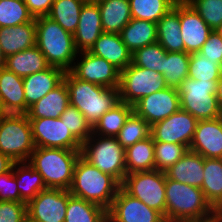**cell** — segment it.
<instances>
[{
  "instance_id": "cell-46",
  "label": "cell",
  "mask_w": 222,
  "mask_h": 222,
  "mask_svg": "<svg viewBox=\"0 0 222 222\" xmlns=\"http://www.w3.org/2000/svg\"><path fill=\"white\" fill-rule=\"evenodd\" d=\"M0 201L24 202L20 198V193L17 188L16 178L14 176V164L9 171L0 174Z\"/></svg>"
},
{
  "instance_id": "cell-51",
  "label": "cell",
  "mask_w": 222,
  "mask_h": 222,
  "mask_svg": "<svg viewBox=\"0 0 222 222\" xmlns=\"http://www.w3.org/2000/svg\"><path fill=\"white\" fill-rule=\"evenodd\" d=\"M6 56L3 54L2 48L0 46V70L5 68Z\"/></svg>"
},
{
  "instance_id": "cell-14",
  "label": "cell",
  "mask_w": 222,
  "mask_h": 222,
  "mask_svg": "<svg viewBox=\"0 0 222 222\" xmlns=\"http://www.w3.org/2000/svg\"><path fill=\"white\" fill-rule=\"evenodd\" d=\"M180 108V95L174 87H167L144 96L133 105V111L149 126L163 121Z\"/></svg>"
},
{
  "instance_id": "cell-4",
  "label": "cell",
  "mask_w": 222,
  "mask_h": 222,
  "mask_svg": "<svg viewBox=\"0 0 222 222\" xmlns=\"http://www.w3.org/2000/svg\"><path fill=\"white\" fill-rule=\"evenodd\" d=\"M81 150L35 147L28 163L41 174L46 188L69 190Z\"/></svg>"
},
{
  "instance_id": "cell-27",
  "label": "cell",
  "mask_w": 222,
  "mask_h": 222,
  "mask_svg": "<svg viewBox=\"0 0 222 222\" xmlns=\"http://www.w3.org/2000/svg\"><path fill=\"white\" fill-rule=\"evenodd\" d=\"M201 190L212 208L222 216V159L204 158Z\"/></svg>"
},
{
  "instance_id": "cell-22",
  "label": "cell",
  "mask_w": 222,
  "mask_h": 222,
  "mask_svg": "<svg viewBox=\"0 0 222 222\" xmlns=\"http://www.w3.org/2000/svg\"><path fill=\"white\" fill-rule=\"evenodd\" d=\"M0 100L6 113L26 114L23 77L6 67L0 70Z\"/></svg>"
},
{
  "instance_id": "cell-37",
  "label": "cell",
  "mask_w": 222,
  "mask_h": 222,
  "mask_svg": "<svg viewBox=\"0 0 222 222\" xmlns=\"http://www.w3.org/2000/svg\"><path fill=\"white\" fill-rule=\"evenodd\" d=\"M133 19L157 23L175 5L173 0H129Z\"/></svg>"
},
{
  "instance_id": "cell-31",
  "label": "cell",
  "mask_w": 222,
  "mask_h": 222,
  "mask_svg": "<svg viewBox=\"0 0 222 222\" xmlns=\"http://www.w3.org/2000/svg\"><path fill=\"white\" fill-rule=\"evenodd\" d=\"M126 173L155 169L154 140L151 136L125 149Z\"/></svg>"
},
{
  "instance_id": "cell-36",
  "label": "cell",
  "mask_w": 222,
  "mask_h": 222,
  "mask_svg": "<svg viewBox=\"0 0 222 222\" xmlns=\"http://www.w3.org/2000/svg\"><path fill=\"white\" fill-rule=\"evenodd\" d=\"M189 59L187 52H166L162 75L168 87L178 88L188 78Z\"/></svg>"
},
{
  "instance_id": "cell-17",
  "label": "cell",
  "mask_w": 222,
  "mask_h": 222,
  "mask_svg": "<svg viewBox=\"0 0 222 222\" xmlns=\"http://www.w3.org/2000/svg\"><path fill=\"white\" fill-rule=\"evenodd\" d=\"M180 29L184 42V52H199L212 29L187 2H180Z\"/></svg>"
},
{
  "instance_id": "cell-40",
  "label": "cell",
  "mask_w": 222,
  "mask_h": 222,
  "mask_svg": "<svg viewBox=\"0 0 222 222\" xmlns=\"http://www.w3.org/2000/svg\"><path fill=\"white\" fill-rule=\"evenodd\" d=\"M34 17L22 0H0V28L31 22Z\"/></svg>"
},
{
  "instance_id": "cell-47",
  "label": "cell",
  "mask_w": 222,
  "mask_h": 222,
  "mask_svg": "<svg viewBox=\"0 0 222 222\" xmlns=\"http://www.w3.org/2000/svg\"><path fill=\"white\" fill-rule=\"evenodd\" d=\"M199 53L204 59L215 60V63L222 65V37L216 30L209 34Z\"/></svg>"
},
{
  "instance_id": "cell-24",
  "label": "cell",
  "mask_w": 222,
  "mask_h": 222,
  "mask_svg": "<svg viewBox=\"0 0 222 222\" xmlns=\"http://www.w3.org/2000/svg\"><path fill=\"white\" fill-rule=\"evenodd\" d=\"M36 45L35 18L28 23L0 28V46L7 57Z\"/></svg>"
},
{
  "instance_id": "cell-9",
  "label": "cell",
  "mask_w": 222,
  "mask_h": 222,
  "mask_svg": "<svg viewBox=\"0 0 222 222\" xmlns=\"http://www.w3.org/2000/svg\"><path fill=\"white\" fill-rule=\"evenodd\" d=\"M166 173L157 169L126 174L121 188L148 207L160 212L166 221Z\"/></svg>"
},
{
  "instance_id": "cell-20",
  "label": "cell",
  "mask_w": 222,
  "mask_h": 222,
  "mask_svg": "<svg viewBox=\"0 0 222 222\" xmlns=\"http://www.w3.org/2000/svg\"><path fill=\"white\" fill-rule=\"evenodd\" d=\"M102 33L98 3L85 2L80 12L77 29L73 34L77 51H89Z\"/></svg>"
},
{
  "instance_id": "cell-8",
  "label": "cell",
  "mask_w": 222,
  "mask_h": 222,
  "mask_svg": "<svg viewBox=\"0 0 222 222\" xmlns=\"http://www.w3.org/2000/svg\"><path fill=\"white\" fill-rule=\"evenodd\" d=\"M216 88L217 81H198L188 77L177 88L181 109L193 115L198 121L222 116Z\"/></svg>"
},
{
  "instance_id": "cell-54",
  "label": "cell",
  "mask_w": 222,
  "mask_h": 222,
  "mask_svg": "<svg viewBox=\"0 0 222 222\" xmlns=\"http://www.w3.org/2000/svg\"><path fill=\"white\" fill-rule=\"evenodd\" d=\"M211 222H222V216L219 215L215 220Z\"/></svg>"
},
{
  "instance_id": "cell-5",
  "label": "cell",
  "mask_w": 222,
  "mask_h": 222,
  "mask_svg": "<svg viewBox=\"0 0 222 222\" xmlns=\"http://www.w3.org/2000/svg\"><path fill=\"white\" fill-rule=\"evenodd\" d=\"M35 23L36 46L47 63L69 71L77 53H80L75 47L73 34L47 16L35 18Z\"/></svg>"
},
{
  "instance_id": "cell-44",
  "label": "cell",
  "mask_w": 222,
  "mask_h": 222,
  "mask_svg": "<svg viewBox=\"0 0 222 222\" xmlns=\"http://www.w3.org/2000/svg\"><path fill=\"white\" fill-rule=\"evenodd\" d=\"M205 23L216 30L222 23V0H186Z\"/></svg>"
},
{
  "instance_id": "cell-21",
  "label": "cell",
  "mask_w": 222,
  "mask_h": 222,
  "mask_svg": "<svg viewBox=\"0 0 222 222\" xmlns=\"http://www.w3.org/2000/svg\"><path fill=\"white\" fill-rule=\"evenodd\" d=\"M88 52L105 59L120 71L132 63V53L120 34L103 32Z\"/></svg>"
},
{
  "instance_id": "cell-38",
  "label": "cell",
  "mask_w": 222,
  "mask_h": 222,
  "mask_svg": "<svg viewBox=\"0 0 222 222\" xmlns=\"http://www.w3.org/2000/svg\"><path fill=\"white\" fill-rule=\"evenodd\" d=\"M150 136L149 124L134 111L126 119L116 138L125 149Z\"/></svg>"
},
{
  "instance_id": "cell-29",
  "label": "cell",
  "mask_w": 222,
  "mask_h": 222,
  "mask_svg": "<svg viewBox=\"0 0 222 222\" xmlns=\"http://www.w3.org/2000/svg\"><path fill=\"white\" fill-rule=\"evenodd\" d=\"M120 35L123 43L133 53L139 48L157 42V23L132 18Z\"/></svg>"
},
{
  "instance_id": "cell-28",
  "label": "cell",
  "mask_w": 222,
  "mask_h": 222,
  "mask_svg": "<svg viewBox=\"0 0 222 222\" xmlns=\"http://www.w3.org/2000/svg\"><path fill=\"white\" fill-rule=\"evenodd\" d=\"M98 7L104 33L120 34L132 19L129 0H103Z\"/></svg>"
},
{
  "instance_id": "cell-26",
  "label": "cell",
  "mask_w": 222,
  "mask_h": 222,
  "mask_svg": "<svg viewBox=\"0 0 222 222\" xmlns=\"http://www.w3.org/2000/svg\"><path fill=\"white\" fill-rule=\"evenodd\" d=\"M157 42L167 52H184V42L180 29V3L157 22Z\"/></svg>"
},
{
  "instance_id": "cell-18",
  "label": "cell",
  "mask_w": 222,
  "mask_h": 222,
  "mask_svg": "<svg viewBox=\"0 0 222 222\" xmlns=\"http://www.w3.org/2000/svg\"><path fill=\"white\" fill-rule=\"evenodd\" d=\"M189 150L204 158L222 159V116L197 122Z\"/></svg>"
},
{
  "instance_id": "cell-19",
  "label": "cell",
  "mask_w": 222,
  "mask_h": 222,
  "mask_svg": "<svg viewBox=\"0 0 222 222\" xmlns=\"http://www.w3.org/2000/svg\"><path fill=\"white\" fill-rule=\"evenodd\" d=\"M65 72L62 68L49 66L43 71L23 77L26 113L29 107L63 82Z\"/></svg>"
},
{
  "instance_id": "cell-15",
  "label": "cell",
  "mask_w": 222,
  "mask_h": 222,
  "mask_svg": "<svg viewBox=\"0 0 222 222\" xmlns=\"http://www.w3.org/2000/svg\"><path fill=\"white\" fill-rule=\"evenodd\" d=\"M107 218L108 222H166L160 212L130 196L121 187L107 211Z\"/></svg>"
},
{
  "instance_id": "cell-30",
  "label": "cell",
  "mask_w": 222,
  "mask_h": 222,
  "mask_svg": "<svg viewBox=\"0 0 222 222\" xmlns=\"http://www.w3.org/2000/svg\"><path fill=\"white\" fill-rule=\"evenodd\" d=\"M49 66L45 56L36 45L7 56L5 64L8 70L20 77L43 71Z\"/></svg>"
},
{
  "instance_id": "cell-55",
  "label": "cell",
  "mask_w": 222,
  "mask_h": 222,
  "mask_svg": "<svg viewBox=\"0 0 222 222\" xmlns=\"http://www.w3.org/2000/svg\"><path fill=\"white\" fill-rule=\"evenodd\" d=\"M86 2H91V3H99L103 0H85Z\"/></svg>"
},
{
  "instance_id": "cell-23",
  "label": "cell",
  "mask_w": 222,
  "mask_h": 222,
  "mask_svg": "<svg viewBox=\"0 0 222 222\" xmlns=\"http://www.w3.org/2000/svg\"><path fill=\"white\" fill-rule=\"evenodd\" d=\"M203 168L204 157L188 150L165 173L169 179L201 189L204 179Z\"/></svg>"
},
{
  "instance_id": "cell-32",
  "label": "cell",
  "mask_w": 222,
  "mask_h": 222,
  "mask_svg": "<svg viewBox=\"0 0 222 222\" xmlns=\"http://www.w3.org/2000/svg\"><path fill=\"white\" fill-rule=\"evenodd\" d=\"M65 222H108L107 210L97 204L72 196L68 190Z\"/></svg>"
},
{
  "instance_id": "cell-10",
  "label": "cell",
  "mask_w": 222,
  "mask_h": 222,
  "mask_svg": "<svg viewBox=\"0 0 222 222\" xmlns=\"http://www.w3.org/2000/svg\"><path fill=\"white\" fill-rule=\"evenodd\" d=\"M162 73L132 63L120 71V101L134 105L142 97L167 88Z\"/></svg>"
},
{
  "instance_id": "cell-25",
  "label": "cell",
  "mask_w": 222,
  "mask_h": 222,
  "mask_svg": "<svg viewBox=\"0 0 222 222\" xmlns=\"http://www.w3.org/2000/svg\"><path fill=\"white\" fill-rule=\"evenodd\" d=\"M69 93L65 82L51 90L42 99L29 107L28 119L60 118L69 106Z\"/></svg>"
},
{
  "instance_id": "cell-56",
  "label": "cell",
  "mask_w": 222,
  "mask_h": 222,
  "mask_svg": "<svg viewBox=\"0 0 222 222\" xmlns=\"http://www.w3.org/2000/svg\"><path fill=\"white\" fill-rule=\"evenodd\" d=\"M175 3H180V2H184L186 0H173Z\"/></svg>"
},
{
  "instance_id": "cell-50",
  "label": "cell",
  "mask_w": 222,
  "mask_h": 222,
  "mask_svg": "<svg viewBox=\"0 0 222 222\" xmlns=\"http://www.w3.org/2000/svg\"><path fill=\"white\" fill-rule=\"evenodd\" d=\"M216 97L218 99V103H219L220 109L222 111V76L217 81Z\"/></svg>"
},
{
  "instance_id": "cell-48",
  "label": "cell",
  "mask_w": 222,
  "mask_h": 222,
  "mask_svg": "<svg viewBox=\"0 0 222 222\" xmlns=\"http://www.w3.org/2000/svg\"><path fill=\"white\" fill-rule=\"evenodd\" d=\"M34 18L48 16L54 0H23Z\"/></svg>"
},
{
  "instance_id": "cell-41",
  "label": "cell",
  "mask_w": 222,
  "mask_h": 222,
  "mask_svg": "<svg viewBox=\"0 0 222 222\" xmlns=\"http://www.w3.org/2000/svg\"><path fill=\"white\" fill-rule=\"evenodd\" d=\"M166 50L158 43L139 48L132 53V64L163 74V57Z\"/></svg>"
},
{
  "instance_id": "cell-3",
  "label": "cell",
  "mask_w": 222,
  "mask_h": 222,
  "mask_svg": "<svg viewBox=\"0 0 222 222\" xmlns=\"http://www.w3.org/2000/svg\"><path fill=\"white\" fill-rule=\"evenodd\" d=\"M120 186L114 177L101 172L80 155L69 192L72 196L97 204L108 211Z\"/></svg>"
},
{
  "instance_id": "cell-42",
  "label": "cell",
  "mask_w": 222,
  "mask_h": 222,
  "mask_svg": "<svg viewBox=\"0 0 222 222\" xmlns=\"http://www.w3.org/2000/svg\"><path fill=\"white\" fill-rule=\"evenodd\" d=\"M188 150L187 146L178 143L154 142L155 169L165 172Z\"/></svg>"
},
{
  "instance_id": "cell-52",
  "label": "cell",
  "mask_w": 222,
  "mask_h": 222,
  "mask_svg": "<svg viewBox=\"0 0 222 222\" xmlns=\"http://www.w3.org/2000/svg\"><path fill=\"white\" fill-rule=\"evenodd\" d=\"M5 114L6 112L4 111L1 100H0V118L3 117Z\"/></svg>"
},
{
  "instance_id": "cell-49",
  "label": "cell",
  "mask_w": 222,
  "mask_h": 222,
  "mask_svg": "<svg viewBox=\"0 0 222 222\" xmlns=\"http://www.w3.org/2000/svg\"><path fill=\"white\" fill-rule=\"evenodd\" d=\"M14 161L7 155L0 152V174L9 171L13 167Z\"/></svg>"
},
{
  "instance_id": "cell-39",
  "label": "cell",
  "mask_w": 222,
  "mask_h": 222,
  "mask_svg": "<svg viewBox=\"0 0 222 222\" xmlns=\"http://www.w3.org/2000/svg\"><path fill=\"white\" fill-rule=\"evenodd\" d=\"M222 76V65L215 60L204 59L199 52L190 54L188 77L198 81H218Z\"/></svg>"
},
{
  "instance_id": "cell-35",
  "label": "cell",
  "mask_w": 222,
  "mask_h": 222,
  "mask_svg": "<svg viewBox=\"0 0 222 222\" xmlns=\"http://www.w3.org/2000/svg\"><path fill=\"white\" fill-rule=\"evenodd\" d=\"M85 0H54L47 17L57 22L64 30L74 34Z\"/></svg>"
},
{
  "instance_id": "cell-34",
  "label": "cell",
  "mask_w": 222,
  "mask_h": 222,
  "mask_svg": "<svg viewBox=\"0 0 222 222\" xmlns=\"http://www.w3.org/2000/svg\"><path fill=\"white\" fill-rule=\"evenodd\" d=\"M132 112L133 105L120 101L101 116L99 121L92 128V133L94 135L99 133V136L116 137Z\"/></svg>"
},
{
  "instance_id": "cell-7",
  "label": "cell",
  "mask_w": 222,
  "mask_h": 222,
  "mask_svg": "<svg viewBox=\"0 0 222 222\" xmlns=\"http://www.w3.org/2000/svg\"><path fill=\"white\" fill-rule=\"evenodd\" d=\"M35 148L26 114L6 113L0 118V152L14 162H27Z\"/></svg>"
},
{
  "instance_id": "cell-1",
  "label": "cell",
  "mask_w": 222,
  "mask_h": 222,
  "mask_svg": "<svg viewBox=\"0 0 222 222\" xmlns=\"http://www.w3.org/2000/svg\"><path fill=\"white\" fill-rule=\"evenodd\" d=\"M165 197L168 222H211L219 216L200 188L174 181L167 176Z\"/></svg>"
},
{
  "instance_id": "cell-33",
  "label": "cell",
  "mask_w": 222,
  "mask_h": 222,
  "mask_svg": "<svg viewBox=\"0 0 222 222\" xmlns=\"http://www.w3.org/2000/svg\"><path fill=\"white\" fill-rule=\"evenodd\" d=\"M14 170V176L16 178L20 198L25 203L32 200L39 192L47 189L41 174L29 163L25 164V161L14 162Z\"/></svg>"
},
{
  "instance_id": "cell-53",
  "label": "cell",
  "mask_w": 222,
  "mask_h": 222,
  "mask_svg": "<svg viewBox=\"0 0 222 222\" xmlns=\"http://www.w3.org/2000/svg\"><path fill=\"white\" fill-rule=\"evenodd\" d=\"M217 33L222 37V23L220 26L216 29Z\"/></svg>"
},
{
  "instance_id": "cell-45",
  "label": "cell",
  "mask_w": 222,
  "mask_h": 222,
  "mask_svg": "<svg viewBox=\"0 0 222 222\" xmlns=\"http://www.w3.org/2000/svg\"><path fill=\"white\" fill-rule=\"evenodd\" d=\"M0 222H27V203L0 201Z\"/></svg>"
},
{
  "instance_id": "cell-12",
  "label": "cell",
  "mask_w": 222,
  "mask_h": 222,
  "mask_svg": "<svg viewBox=\"0 0 222 222\" xmlns=\"http://www.w3.org/2000/svg\"><path fill=\"white\" fill-rule=\"evenodd\" d=\"M35 147L81 150L82 144L61 118L29 119Z\"/></svg>"
},
{
  "instance_id": "cell-43",
  "label": "cell",
  "mask_w": 222,
  "mask_h": 222,
  "mask_svg": "<svg viewBox=\"0 0 222 222\" xmlns=\"http://www.w3.org/2000/svg\"><path fill=\"white\" fill-rule=\"evenodd\" d=\"M71 134L83 144L91 135L92 127L85 116L74 106L69 105L60 116Z\"/></svg>"
},
{
  "instance_id": "cell-13",
  "label": "cell",
  "mask_w": 222,
  "mask_h": 222,
  "mask_svg": "<svg viewBox=\"0 0 222 222\" xmlns=\"http://www.w3.org/2000/svg\"><path fill=\"white\" fill-rule=\"evenodd\" d=\"M68 190L47 188L27 203V222H65Z\"/></svg>"
},
{
  "instance_id": "cell-11",
  "label": "cell",
  "mask_w": 222,
  "mask_h": 222,
  "mask_svg": "<svg viewBox=\"0 0 222 222\" xmlns=\"http://www.w3.org/2000/svg\"><path fill=\"white\" fill-rule=\"evenodd\" d=\"M198 120L181 108L163 121L150 126L154 142L178 143L189 148Z\"/></svg>"
},
{
  "instance_id": "cell-2",
  "label": "cell",
  "mask_w": 222,
  "mask_h": 222,
  "mask_svg": "<svg viewBox=\"0 0 222 222\" xmlns=\"http://www.w3.org/2000/svg\"><path fill=\"white\" fill-rule=\"evenodd\" d=\"M69 93V104L76 107L93 128L102 115L120 102L119 88H105L76 78L66 71L63 80Z\"/></svg>"
},
{
  "instance_id": "cell-6",
  "label": "cell",
  "mask_w": 222,
  "mask_h": 222,
  "mask_svg": "<svg viewBox=\"0 0 222 222\" xmlns=\"http://www.w3.org/2000/svg\"><path fill=\"white\" fill-rule=\"evenodd\" d=\"M81 155L101 172L110 174L120 184L123 182L127 174L125 148L119 144L116 137H99L92 133L82 144Z\"/></svg>"
},
{
  "instance_id": "cell-16",
  "label": "cell",
  "mask_w": 222,
  "mask_h": 222,
  "mask_svg": "<svg viewBox=\"0 0 222 222\" xmlns=\"http://www.w3.org/2000/svg\"><path fill=\"white\" fill-rule=\"evenodd\" d=\"M81 62L69 70L76 78L105 88H119L120 70L105 59L88 51L81 52Z\"/></svg>"
}]
</instances>
